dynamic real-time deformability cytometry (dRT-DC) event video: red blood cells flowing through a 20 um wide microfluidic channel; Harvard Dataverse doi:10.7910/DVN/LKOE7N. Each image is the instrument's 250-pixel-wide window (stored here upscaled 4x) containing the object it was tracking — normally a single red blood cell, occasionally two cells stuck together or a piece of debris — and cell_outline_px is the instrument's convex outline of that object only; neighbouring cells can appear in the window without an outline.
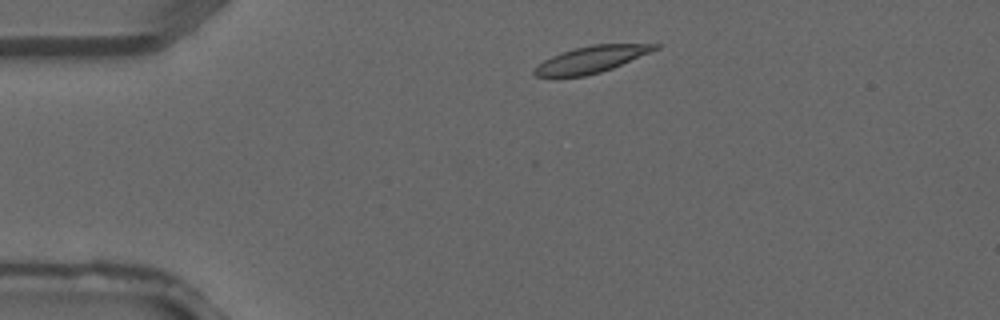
{"species": "common noctule bat (a hibernating species)", "species_latin": "Nyctalus noctula", "temperature_condition": "warm", "stored_images_in_passage": 2, "segment_of_instrument_passage": [1, 2], "camera_frame_rate_fps": 3000, "um_per_image_px": 0.085, "animal": {"sex": "male", "forearm_length_mm": 52.5}, "frame": {"image": 1, "passage_image": 1, "time_ms": 0.0, "image_size_px": [1000, 320], "cell_outline_px": [[660, 48], [612, 68], [600, 72], [584, 76], [536, 76], [532, 72], [544, 60], [560, 52], [592, 44], [660, 44]], "centroid_in_image_um": [50.28, 5.04], "position_along_channel_um": 34.7, "area_um2": 18.32}}